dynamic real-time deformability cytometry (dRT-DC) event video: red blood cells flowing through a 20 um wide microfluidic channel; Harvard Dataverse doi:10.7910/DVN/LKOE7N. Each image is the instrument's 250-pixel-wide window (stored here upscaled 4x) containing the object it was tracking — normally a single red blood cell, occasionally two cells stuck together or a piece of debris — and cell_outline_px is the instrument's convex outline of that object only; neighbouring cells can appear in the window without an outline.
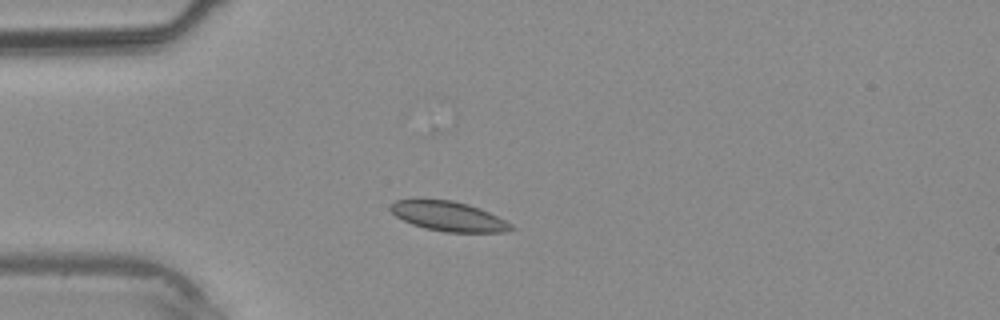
{"species": "common noctule bat (a hibernating species)", "species_latin": "Nyctalus noctula", "temperature_condition": "warm", "stored_images_in_passage": 35, "camera_frame_rate_fps": 3000, "um_per_image_px": 0.085, "animal": {"sex": "male", "body_mass_g": 20.4}, "frame": {"image": 1, "passage_image": 7, "time_ms": 2.0, "image_size_px": [1000, 320], "cell_outline_px": [[516, 228], [504, 232], [444, 232], [424, 228], [412, 224], [396, 216], [388, 208], [388, 204], [396, 200], [416, 196], [452, 200], [468, 204], [480, 208], [512, 224]], "centroid_in_image_um": [38.03, 18.33], "position_along_channel_um": 47.0, "area_um2": 21.56}}
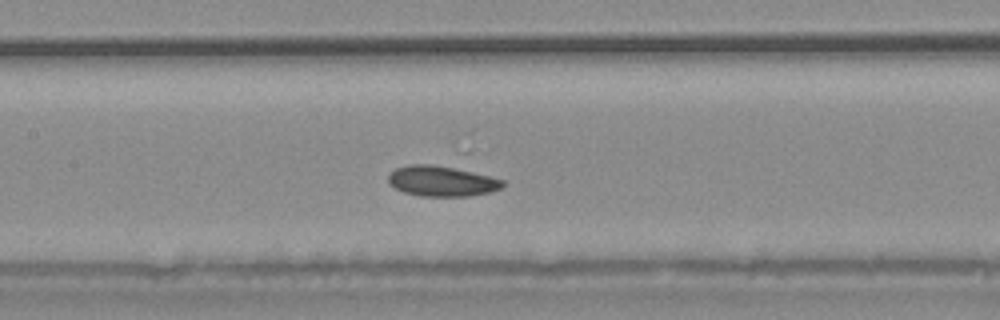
{"frame": {"image": 2, "passage_image": 15, "time_ms": 4.667, "image_size_px": [1000, 320], "cell_outline_px": [[504, 184], [500, 188], [488, 192], [468, 196], [420, 196], [404, 192], [388, 184], [388, 176], [396, 168], [408, 164], [432, 164], [464, 168], [504, 180]], "centroid_in_image_um": [37.55, 15.37], "position_along_channel_um": 169.9, "area_um2": 20.58}}
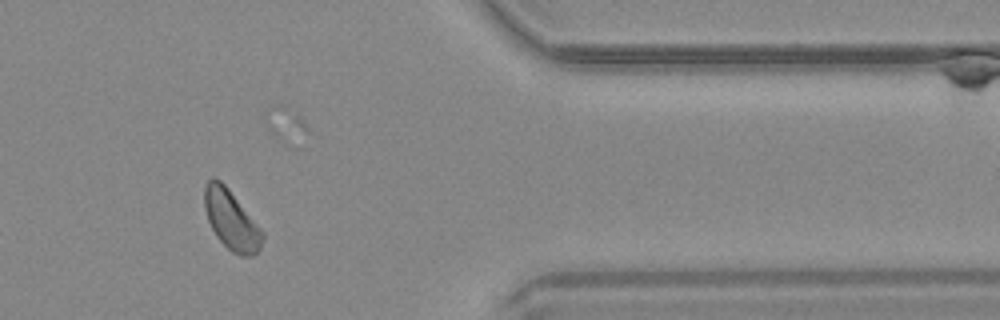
{"frame": {"image": 3, "passage_image": 29, "time_ms": 9.333, "image_size_px": [1000, 320], "cell_outline_px": [[264, 236], [260, 248], [252, 256], [240, 256], [232, 252], [216, 236], [208, 220], [204, 208], [204, 188], [208, 180], [212, 176], [220, 180], [228, 188], [264, 232]], "centroid_in_image_um": [19.65, 18.69], "position_along_channel_um": 391.8, "area_um2": 20.0}}